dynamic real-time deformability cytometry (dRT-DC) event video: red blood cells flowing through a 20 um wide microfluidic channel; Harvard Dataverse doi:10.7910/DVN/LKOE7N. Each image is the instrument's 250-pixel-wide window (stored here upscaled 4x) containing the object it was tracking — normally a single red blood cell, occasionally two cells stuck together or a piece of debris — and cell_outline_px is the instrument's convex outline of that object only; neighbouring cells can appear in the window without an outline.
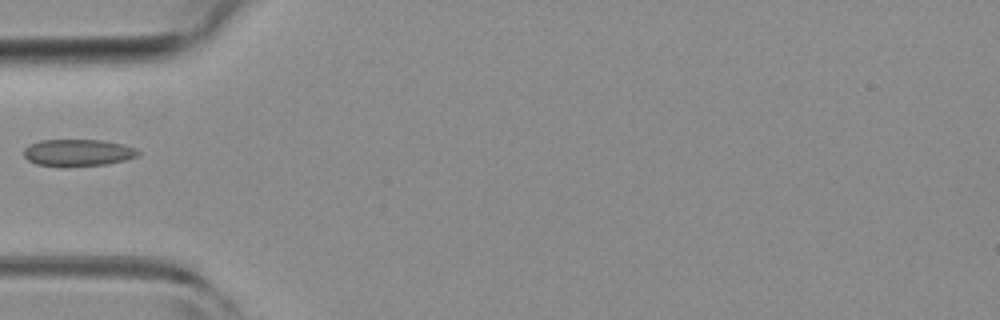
{"species": "common noctule bat (a hibernating species)", "species_latin": "Nyctalus noctula", "temperature_condition": "room temperature", "stored_images_in_passage": 6, "camera_frame_rate_fps": 3000, "um_per_image_px": 0.085, "animal": {"sex": "female", "body_mass_g": 19.3, "forearm_length_mm": 54.1}, "frame": {"image": 1, "passage_image": 4, "time_ms": 1.0, "image_size_px": [1000, 320], "cell_outline_px": [[140, 152], [136, 156], [124, 160], [108, 164], [68, 168], [64, 168], [36, 164], [28, 160], [24, 156], [24, 148], [28, 144], [40, 140], [104, 140], [136, 148]], "centroid_in_image_um": [6.57, 13.0], "position_along_channel_um": 78.4, "area_um2": 18.32}}
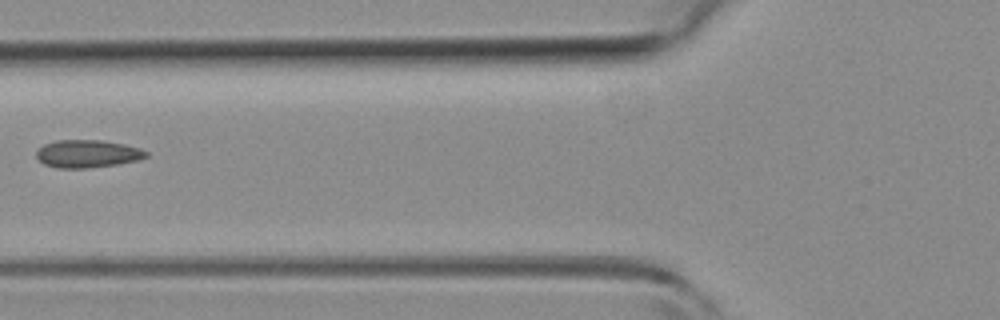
{"frame": {"image": 2, "passage_image": 5, "time_ms": 1.333, "image_size_px": [1000, 320], "cell_outline_px": [[148, 156], [140, 160], [116, 164], [88, 168], [56, 168], [44, 164], [36, 156], [36, 152], [44, 144], [56, 140], [100, 140], [124, 144], [140, 148], [148, 152]], "centroid_in_image_um": [7.45, 13.07], "position_along_channel_um": 118.4, "area_um2": 17.74}}
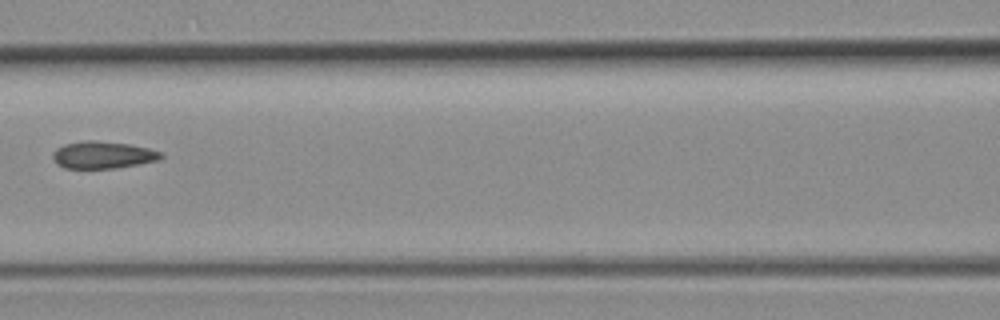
{"frame": {"image": 3, "passage_image": 6, "time_ms": 1.667, "image_size_px": [1000, 320], "cell_outline_px": [[164, 156], [160, 160], [116, 168], [64, 168], [56, 164], [52, 156], [52, 152], [56, 148], [64, 144], [84, 140], [96, 140], [132, 144], [164, 152]], "centroid_in_image_um": [8.76, 13.16], "position_along_channel_um": 157.8, "area_um2": 17.46}}